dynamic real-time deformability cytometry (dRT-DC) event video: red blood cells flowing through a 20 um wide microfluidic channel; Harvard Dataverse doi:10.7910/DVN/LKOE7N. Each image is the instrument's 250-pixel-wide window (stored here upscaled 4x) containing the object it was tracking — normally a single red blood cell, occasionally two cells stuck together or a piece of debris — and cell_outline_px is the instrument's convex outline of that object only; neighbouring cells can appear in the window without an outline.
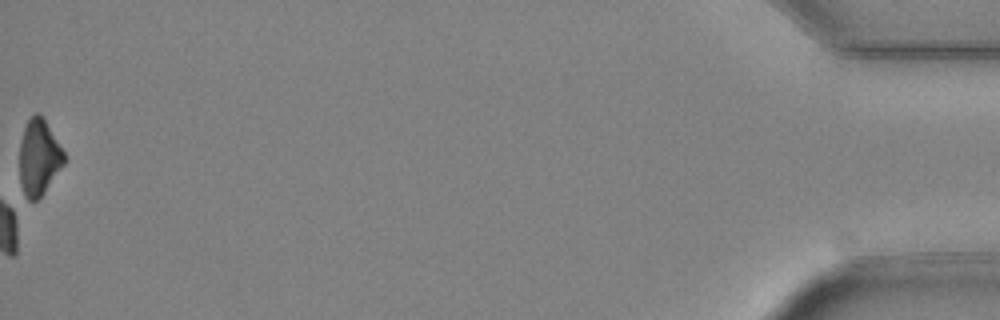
{"species": "Egyptian fruit bat (a non-hibernating species)", "species_latin": "Rousettus aegyptiacus", "temperature_condition": "cold", "stored_images_in_passage": 40, "camera_frame_rate_fps": 3000, "um_per_image_px": 0.085, "animal": {"sex": "female"}, "frame": {"image": 1, "passage_image": 40, "time_ms": 13.0, "image_size_px": [1000, 320], "cell_outline_px": [[64, 164], [44, 192], [36, 200], [28, 200], [24, 196], [20, 184], [20, 140], [24, 128], [28, 120], [36, 112], [44, 120], [64, 152]], "centroid_in_image_um": [3.28, 13.41], "position_along_channel_um": 431.9, "area_um2": 19.31}}